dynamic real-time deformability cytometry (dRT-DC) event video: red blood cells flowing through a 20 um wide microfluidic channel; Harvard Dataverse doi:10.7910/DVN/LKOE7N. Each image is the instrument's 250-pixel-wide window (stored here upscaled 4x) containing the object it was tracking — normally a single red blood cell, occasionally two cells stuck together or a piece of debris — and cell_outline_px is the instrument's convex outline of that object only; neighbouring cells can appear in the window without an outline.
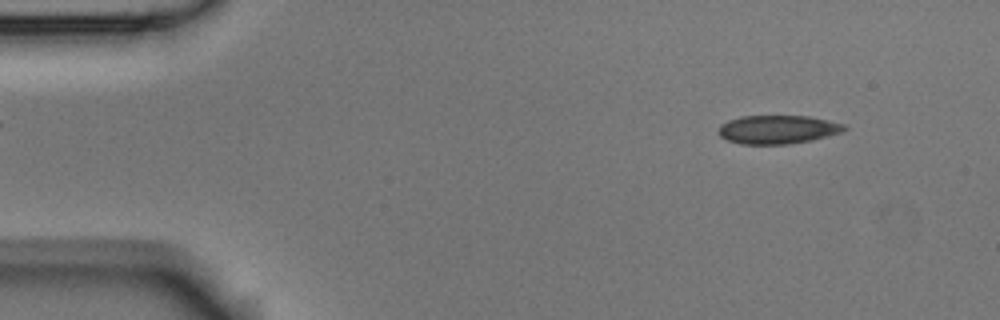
{"species": "Egyptian fruit bat (a non-hibernating species)", "species_latin": "Rousettus aegyptiacus", "temperature_condition": "room temperature", "stored_images_in_passage": 52, "camera_frame_rate_fps": 3000, "um_per_image_px": 0.085, "animal": {"sex": "male"}, "frame": {"image": 1, "passage_image": 5, "time_ms": 1.333, "image_size_px": [1000, 320], "cell_outline_px": [[848, 128], [844, 132], [812, 140], [788, 144], [740, 144], [728, 140], [720, 136], [720, 124], [728, 120], [740, 116], [808, 116], [828, 120], [844, 124]], "centroid_in_image_um": [66.14, 11.0], "position_along_channel_um": 18.9, "area_um2": 20.98}}
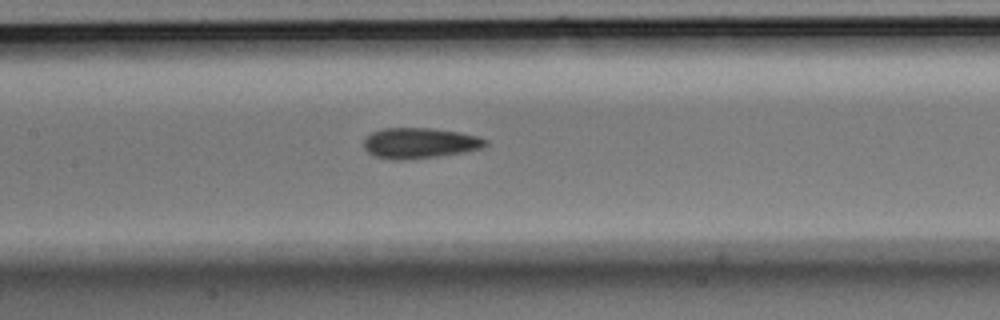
{"frame": {"image": 2, "passage_image": 24, "time_ms": 7.667, "image_size_px": [1000, 320], "cell_outline_px": [[488, 144], [484, 148], [464, 152], [436, 156], [404, 160], [392, 160], [376, 156], [368, 152], [364, 148], [364, 140], [372, 132], [384, 128], [432, 128], [460, 132], [476, 136], [488, 140]], "centroid_in_image_um": [35.69, 12.16], "position_along_channel_um": 171.7, "area_um2": 21.68}}
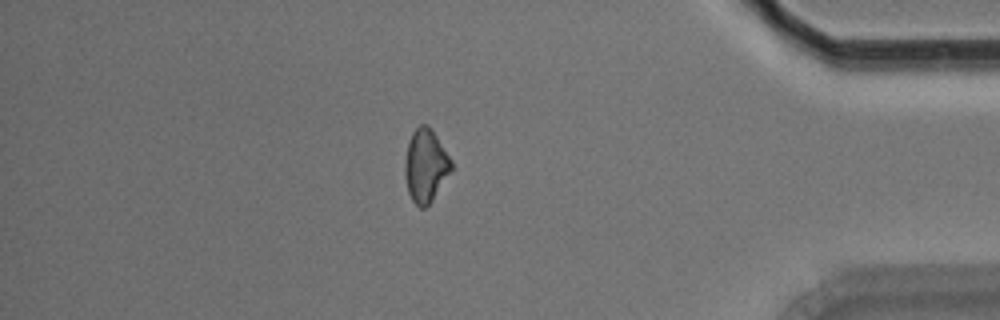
{"frame": {"image": 3, "passage_image": 45, "time_ms": 14.667, "image_size_px": [1000, 320], "cell_outline_px": [[452, 168], [432, 200], [424, 208], [420, 208], [412, 200], [408, 192], [404, 176], [404, 164], [408, 144], [412, 132], [420, 124], [428, 124], [452, 160]], "centroid_in_image_um": [36.15, 14.07], "position_along_channel_um": 399.0, "area_um2": 19.54}, "authors_computed_cell_mechanics": {"area_um2": 20.9525, "velocity_mm_per_s": 3.7555, "shape_relaxation_time_tau1_ms": 5.4664, "shape_relaxation_time_tau2_ms": 3.0404, "deformation_change_tau1": 0.1029, "deformation_change_tau2": 0.0762}}